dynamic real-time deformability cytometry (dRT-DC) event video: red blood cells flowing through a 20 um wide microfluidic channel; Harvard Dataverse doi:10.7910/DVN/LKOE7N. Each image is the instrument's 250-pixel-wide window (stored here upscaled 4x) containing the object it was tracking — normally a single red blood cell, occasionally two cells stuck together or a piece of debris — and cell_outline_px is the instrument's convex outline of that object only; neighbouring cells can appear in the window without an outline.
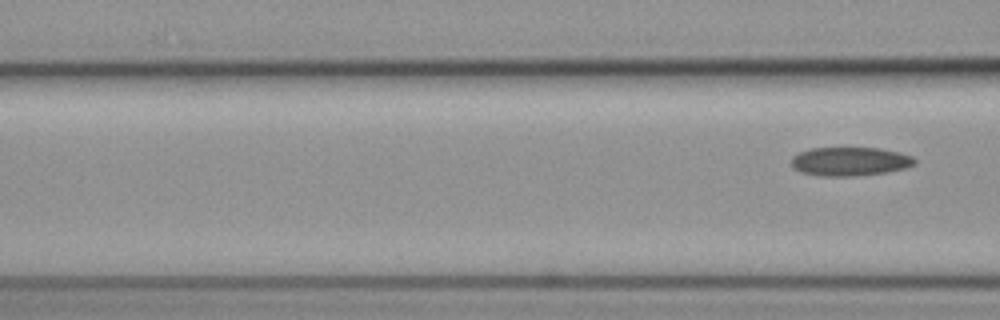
{"species": "common noctule bat (a hibernating species)", "species_latin": "Nyctalus noctula", "temperature_condition": "cold", "stored_images_in_passage": 4, "segment_of_instrument_passage": [2, 2], "camera_frame_rate_fps": 3000, "um_per_image_px": 0.085, "animal": {"sex": "female", "body_mass_g": 19.3, "forearm_length_mm": 54.1}, "frame": {"image": 1, "passage_image": 4, "time_ms": 1.0, "image_size_px": [1000, 320], "cell_outline_px": [[916, 164], [904, 168], [884, 172], [856, 176], [820, 176], [800, 172], [792, 168], [792, 156], [800, 152], [812, 148], [880, 148], [912, 156], [916, 160]], "centroid_in_image_um": [72.21, 13.73], "position_along_channel_um": 94.4, "area_um2": 20.58}}